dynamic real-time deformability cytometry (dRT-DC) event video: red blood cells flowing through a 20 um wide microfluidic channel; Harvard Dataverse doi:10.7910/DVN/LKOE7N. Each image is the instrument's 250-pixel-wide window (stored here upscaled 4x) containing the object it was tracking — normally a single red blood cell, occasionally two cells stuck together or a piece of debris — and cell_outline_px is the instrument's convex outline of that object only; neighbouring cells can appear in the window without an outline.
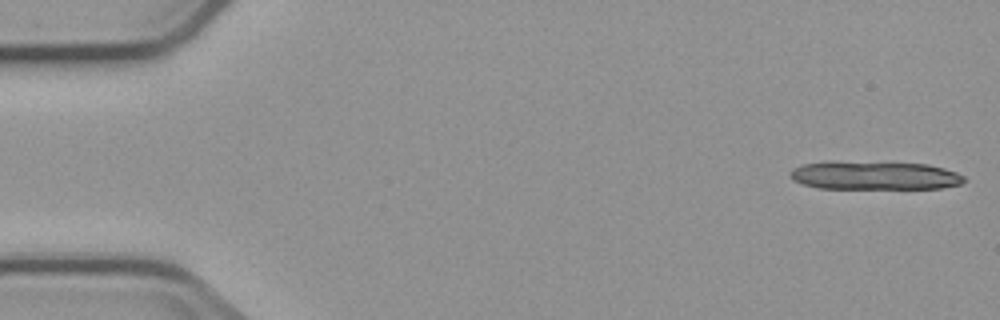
{"species": "common noctule bat (a hibernating species)", "species_latin": "Nyctalus noctula", "temperature_condition": "cold", "stored_images_in_passage": 5, "camera_frame_rate_fps": 3000, "um_per_image_px": 0.085, "animal": {"sex": "male", "body_mass_g": 23.1, "forearm_length_mm": 52.7}, "frame": {"image": 1, "passage_image": 1, "time_ms": 0.0, "image_size_px": [1000, 320], "cell_outline_px": [[964, 180], [960, 184], [940, 188], [820, 188], [804, 184], [792, 180], [788, 176], [788, 172], [792, 168], [800, 164], [832, 160], [928, 164], [944, 168], [956, 172], [964, 176]], "centroid_in_image_um": [74.24, 14.89], "position_along_channel_um": 10.8, "area_um2": 29.25}}